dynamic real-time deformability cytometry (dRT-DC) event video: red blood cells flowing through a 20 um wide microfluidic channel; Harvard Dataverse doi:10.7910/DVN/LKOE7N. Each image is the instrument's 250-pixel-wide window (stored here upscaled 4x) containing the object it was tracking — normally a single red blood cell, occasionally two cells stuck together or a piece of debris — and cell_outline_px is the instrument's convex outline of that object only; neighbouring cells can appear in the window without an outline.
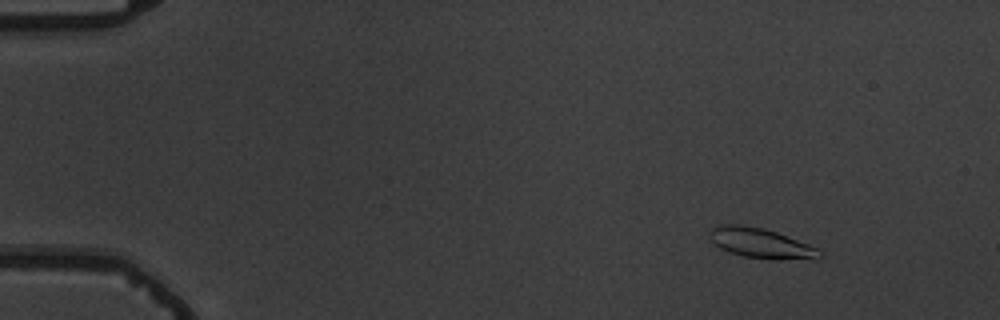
{"species": "common noctule bat (a hibernating species)", "species_latin": "Nyctalus noctula", "temperature_condition": "warm", "stored_images_in_passage": 6, "camera_frame_rate_fps": 3000, "um_per_image_px": 0.085, "animal": {"sex": "male", "body_mass_g": 19.5, "forearm_length_mm": 54.6}, "frame": {"image": 1, "passage_image": 3, "time_ms": 2.333, "image_size_px": [1000, 320], "cell_outline_px": [[824, 256], [816, 260], [772, 260], [744, 256], [728, 252], [712, 244], [708, 236], [712, 228], [720, 224], [736, 224], [764, 228], [776, 232], [808, 244], [824, 252]], "centroid_in_image_um": [64.71, 20.7], "position_along_channel_um": 20.3, "area_um2": 19.71}}